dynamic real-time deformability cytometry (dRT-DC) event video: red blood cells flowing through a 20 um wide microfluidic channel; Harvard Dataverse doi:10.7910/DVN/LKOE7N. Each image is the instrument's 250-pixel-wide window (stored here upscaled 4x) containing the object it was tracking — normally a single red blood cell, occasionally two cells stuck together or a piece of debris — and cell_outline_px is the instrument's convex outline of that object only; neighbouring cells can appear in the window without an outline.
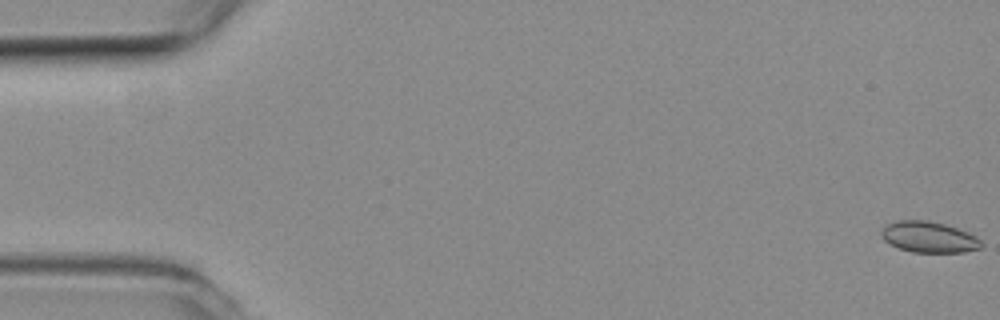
{"species": "common noctule bat (a hibernating species)", "species_latin": "Nyctalus noctula", "temperature_condition": "room temperature", "stored_images_in_passage": 5, "camera_frame_rate_fps": 3000, "um_per_image_px": 0.085, "animal": {"sex": "female", "body_mass_g": 19.3, "forearm_length_mm": 54.1}, "frame": {"image": 1, "passage_image": 1, "time_ms": 0.0, "image_size_px": [1000, 320], "cell_outline_px": [[984, 244], [980, 248], [964, 252], [912, 252], [900, 248], [884, 240], [880, 236], [880, 232], [888, 224], [900, 220], [928, 220], [944, 224], [968, 232], [976, 236]], "centroid_in_image_um": [78.97, 20.15], "position_along_channel_um": 6.0, "area_um2": 17.92}}